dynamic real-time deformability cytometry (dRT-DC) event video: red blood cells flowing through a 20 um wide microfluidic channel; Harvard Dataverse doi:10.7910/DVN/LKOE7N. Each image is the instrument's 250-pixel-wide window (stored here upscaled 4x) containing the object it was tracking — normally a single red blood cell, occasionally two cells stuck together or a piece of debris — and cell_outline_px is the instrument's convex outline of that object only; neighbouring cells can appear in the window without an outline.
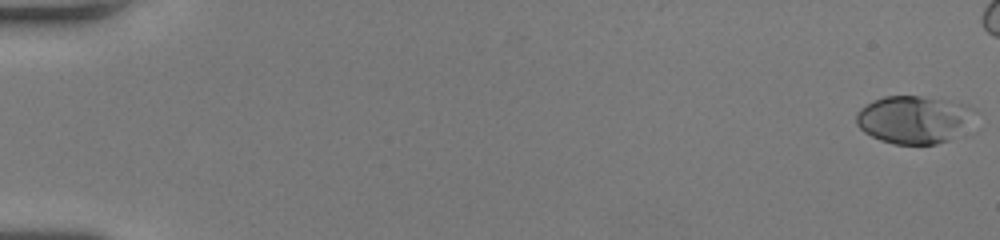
{"species": "human", "species_latin": "Homo sapiens", "temperature_condition": "room temperature", "stored_images_in_passage": 14, "camera_frame_rate_fps": 3000, "um_per_image_px": 0.085, "donor": {"sex": "female"}, "frame": {"image": 1, "passage_image": 1, "time_ms": 0.0, "image_size_px": [1000, 240], "cell_outline_px": [[976, 112], [948, 140], [936, 144], [896, 144], [880, 140], [864, 132], [856, 124], [856, 112], [860, 108], [872, 100], [884, 96], [920, 96], [968, 104], [976, 108]], "centroid_in_image_um": [77.6, 10.13], "position_along_channel_um": 7.4, "area_um2": 32.48}}